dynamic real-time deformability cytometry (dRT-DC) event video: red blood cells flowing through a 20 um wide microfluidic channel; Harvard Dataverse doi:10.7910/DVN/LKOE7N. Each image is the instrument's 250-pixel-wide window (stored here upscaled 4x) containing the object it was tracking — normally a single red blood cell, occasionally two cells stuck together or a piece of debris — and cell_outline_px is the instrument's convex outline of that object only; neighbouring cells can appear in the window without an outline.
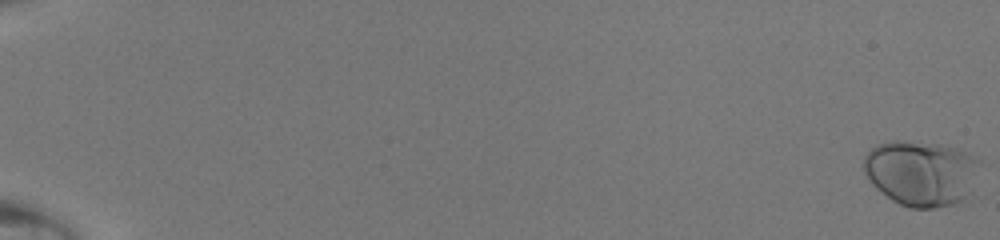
{"species": "human", "species_latin": "Homo sapiens", "temperature_condition": "room temperature", "stored_images_in_passage": 50, "camera_frame_rate_fps": 3000, "um_per_image_px": 0.085, "donor": {"sex": "male"}, "frame": {"image": 1, "passage_image": 1, "time_ms": 0.0, "image_size_px": [1000, 240], "cell_outline_px": [[980, 160], [960, 200], [956, 204], [932, 208], [912, 208], [900, 204], [892, 200], [876, 188], [872, 184], [864, 172], [864, 156], [876, 144], [892, 140], [900, 140], [936, 144], [960, 148]], "centroid_in_image_um": [78.19, 14.67], "position_along_channel_um": 6.8, "area_um2": 43.23}}
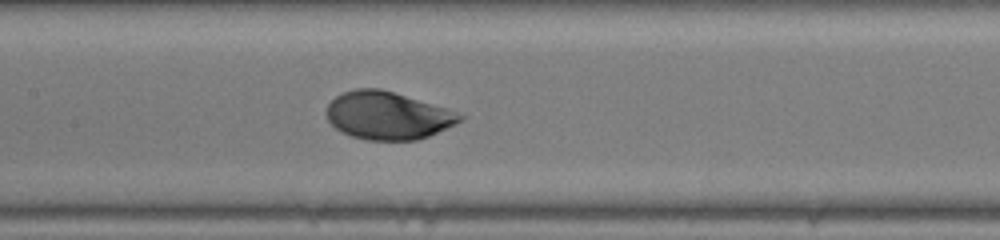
{"frame": {"image": 2, "passage_image": 28, "time_ms": 9.0, "image_size_px": [1000, 240], "cell_outline_px": [[464, 116], [456, 124], [428, 136], [416, 140], [368, 140], [352, 136], [336, 128], [328, 120], [324, 112], [328, 104], [336, 96], [344, 92], [356, 88], [380, 88], [448, 108]], "centroid_in_image_um": [32.94, 9.81], "position_along_channel_um": 174.5, "area_um2": 36.99}}
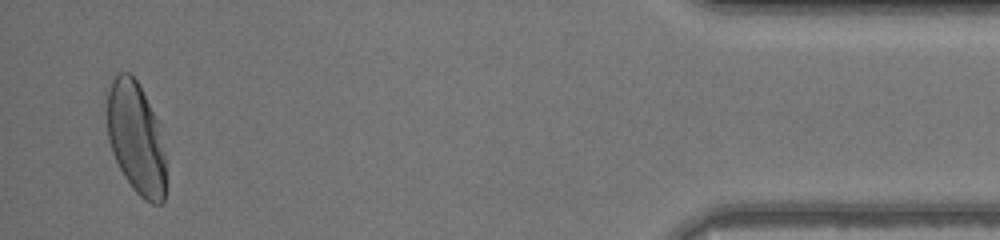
{"frame": {"image": 3, "passage_image": 49, "time_ms": 16.0, "image_size_px": [1000, 240], "cell_outline_px": [[164, 200], [160, 204], [152, 204], [144, 200], [132, 188], [124, 176], [112, 152], [108, 140], [104, 92], [112, 80], [120, 72], [128, 72], [136, 80], [156, 120], [164, 156]], "centroid_in_image_um": [11.48, 11.72], "position_along_channel_um": 423.7, "area_um2": 38.09}}